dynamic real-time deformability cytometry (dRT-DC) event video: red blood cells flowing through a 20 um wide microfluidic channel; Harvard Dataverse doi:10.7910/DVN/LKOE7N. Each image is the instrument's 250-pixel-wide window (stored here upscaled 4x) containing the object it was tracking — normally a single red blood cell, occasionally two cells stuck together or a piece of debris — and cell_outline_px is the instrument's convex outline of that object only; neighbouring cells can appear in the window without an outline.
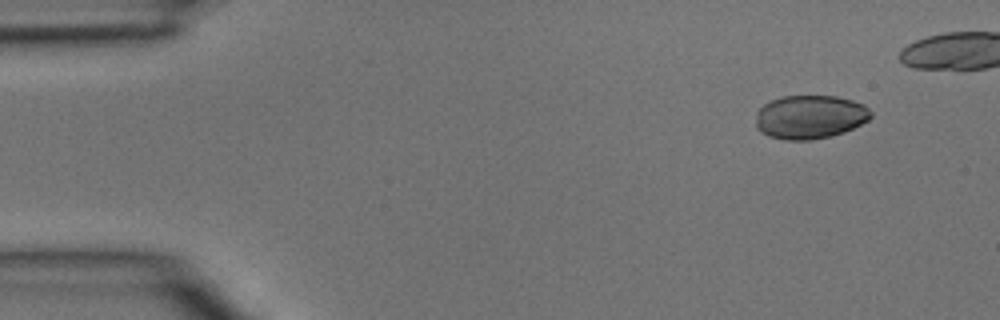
{"species": "common noctule bat (a hibernating species)", "species_latin": "Nyctalus noctula", "temperature_condition": "room temperature", "stored_images_in_passage": 4, "camera_frame_rate_fps": 3000, "um_per_image_px": 0.085, "animal": {"sex": "male", "body_mass_g": 15.6}, "frame": {"image": 1, "passage_image": 1, "time_ms": 0.0, "image_size_px": [1000, 320], "cell_outline_px": [[872, 116], [868, 120], [844, 132], [828, 136], [808, 140], [784, 140], [768, 136], [760, 132], [756, 128], [756, 112], [764, 104], [772, 100], [784, 96], [836, 96], [852, 100], [864, 104], [872, 112]], "centroid_in_image_um": [68.83, 9.94], "position_along_channel_um": 16.2, "area_um2": 29.3}}